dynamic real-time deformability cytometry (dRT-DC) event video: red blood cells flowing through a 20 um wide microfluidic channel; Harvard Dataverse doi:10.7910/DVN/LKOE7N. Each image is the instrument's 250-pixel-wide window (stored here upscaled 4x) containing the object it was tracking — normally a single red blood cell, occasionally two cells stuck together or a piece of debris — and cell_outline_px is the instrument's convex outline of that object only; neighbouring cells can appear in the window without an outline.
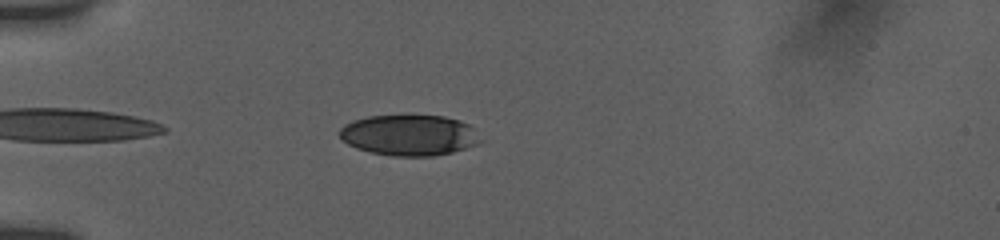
{"species": "human", "species_latin": "Homo sapiens", "temperature_condition": "room temperature", "stored_images_in_passage": 42, "camera_frame_rate_fps": 3000, "um_per_image_px": 0.085, "donor": {"sex": "female"}, "frame": {"image": 1, "passage_image": 4, "time_ms": 1.0, "image_size_px": [1000, 240], "cell_outline_px": [[476, 144], [452, 152], [432, 156], [392, 156], [372, 152], [356, 148], [348, 144], [336, 132], [344, 124], [352, 120], [368, 116], [444, 116], [460, 120], [468, 124], [472, 128]], "centroid_in_image_um": [34.67, 11.48], "position_along_channel_um": 50.3, "area_um2": 32.95}}
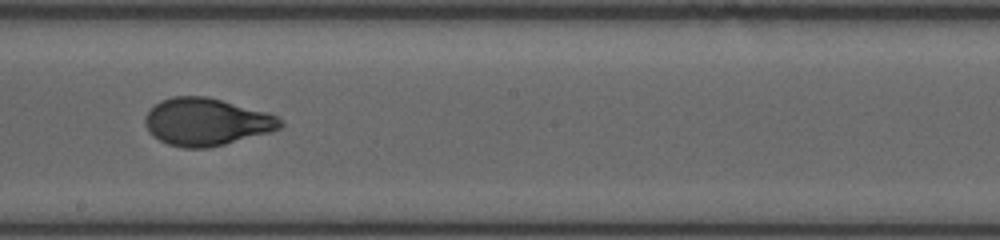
{"frame": {"image": 2, "passage_image": 20, "time_ms": 6.333, "image_size_px": [1000, 240], "cell_outline_px": [[284, 124], [280, 128], [272, 132], [208, 148], [184, 148], [168, 144], [152, 136], [148, 132], [144, 124], [144, 116], [160, 100], [172, 96], [208, 96], [268, 112], [284, 120]], "centroid_in_image_um": [17.55, 10.35], "position_along_channel_um": 230.6, "area_um2": 37.74}}
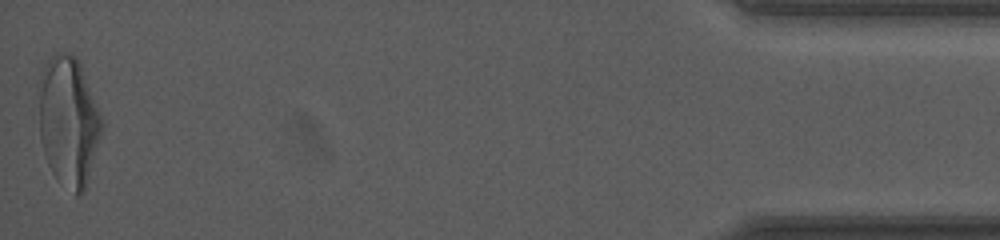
{"frame": {"image": 3, "passage_image": 42, "time_ms": 13.667, "image_size_px": [1000, 240], "cell_outline_px": [[104, 128], [84, 192], [80, 196], [76, 196], [56, 180], [48, 164], [40, 140], [40, 92], [44, 68], [52, 52], [60, 52], [76, 56], [80, 60], [104, 120]], "centroid_in_image_um": [5.88, 10.33], "position_along_channel_um": 429.3, "area_um2": 47.97}, "authors_computed_cell_mechanics": {"area_um2": 37.4544, "velocity_mm_per_s": 3.8327, "shape_relaxation_time_tau1_ms": 4.192, "shape_relaxation_time_tau2_ms": null, "deformation_change_tau1": 0.1953, "deformation_change_tau2": null}}